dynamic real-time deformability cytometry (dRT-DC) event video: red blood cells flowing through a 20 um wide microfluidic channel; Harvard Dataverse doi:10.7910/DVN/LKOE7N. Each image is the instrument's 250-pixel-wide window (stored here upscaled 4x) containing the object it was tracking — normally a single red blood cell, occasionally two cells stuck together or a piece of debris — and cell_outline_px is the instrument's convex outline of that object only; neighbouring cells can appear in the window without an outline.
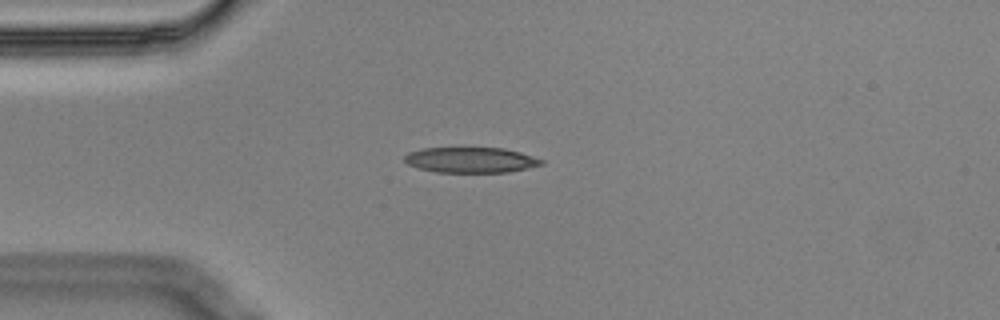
{"species": "Egyptian fruit bat (a non-hibernating species)", "species_latin": "Rousettus aegyptiacus", "temperature_condition": "cold", "stored_images_in_passage": 2, "camera_frame_rate_fps": 3000, "um_per_image_px": 0.085, "animal": {"sex": "male"}, "frame": {"image": 1, "passage_image": 1, "time_ms": 0.0, "image_size_px": [1000, 320], "cell_outline_px": [[544, 164], [528, 168], [508, 172], [436, 172], [420, 168], [408, 164], [404, 160], [404, 156], [408, 152], [424, 148], [504, 148], [520, 152], [544, 160]], "centroid_in_image_um": [40.03, 13.59], "position_along_channel_um": 45.0, "area_um2": 20.23}}